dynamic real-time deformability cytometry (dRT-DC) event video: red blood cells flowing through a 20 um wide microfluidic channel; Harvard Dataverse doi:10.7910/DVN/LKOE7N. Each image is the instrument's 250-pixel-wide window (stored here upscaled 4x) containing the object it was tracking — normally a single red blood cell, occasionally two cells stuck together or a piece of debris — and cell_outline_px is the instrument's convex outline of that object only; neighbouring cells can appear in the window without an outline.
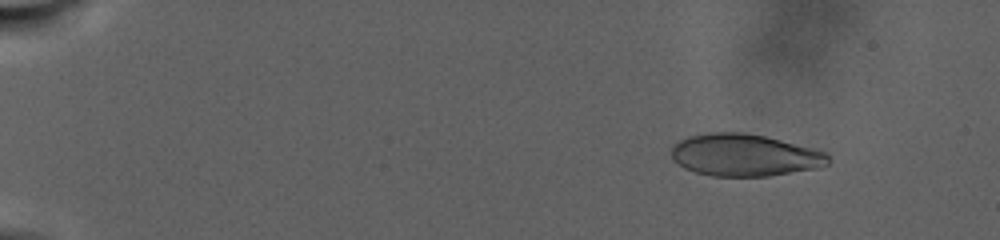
{"species": "human", "species_latin": "Homo sapiens", "temperature_condition": "warm", "stored_images_in_passage": 37, "camera_frame_rate_fps": 3000, "um_per_image_px": 0.085, "donor": {"sex": "male"}, "frame": {"image": 1, "passage_image": 31, "time_ms": 4.0, "image_size_px": [1000, 240], "cell_outline_px": [[832, 160], [828, 164], [820, 168], [768, 176], [712, 176], [696, 172], [684, 168], [672, 160], [672, 148], [680, 140], [688, 136], [712, 132], [744, 132], [764, 136], [820, 148], [828, 152], [832, 156]], "centroid_in_image_um": [63.39, 13.18], "position_along_channel_um": 21.6, "area_um2": 39.19}}